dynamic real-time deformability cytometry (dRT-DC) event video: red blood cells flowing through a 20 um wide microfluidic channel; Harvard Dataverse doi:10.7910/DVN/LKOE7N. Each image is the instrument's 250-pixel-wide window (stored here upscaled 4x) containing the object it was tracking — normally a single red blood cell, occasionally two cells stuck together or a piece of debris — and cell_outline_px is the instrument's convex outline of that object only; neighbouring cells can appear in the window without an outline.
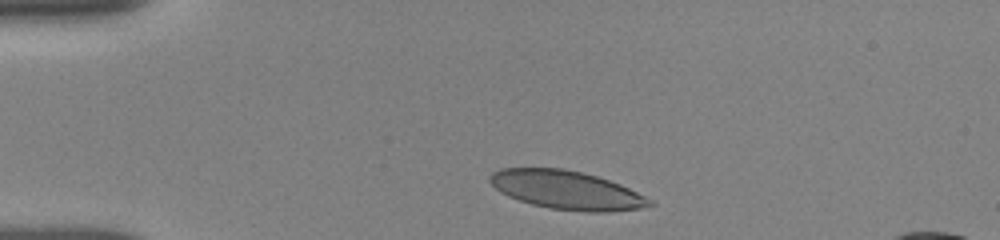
{"species": "human", "species_latin": "Homo sapiens", "temperature_condition": "room temperature", "stored_images_in_passage": 4, "camera_frame_rate_fps": 3000, "um_per_image_px": 0.085, "donor": {"sex": "female"}, "frame": {"image": 1, "passage_image": 1, "time_ms": 0.0, "image_size_px": [1000, 240], "cell_outline_px": [[656, 204], [640, 208], [608, 212], [588, 212], [548, 208], [532, 204], [508, 196], [500, 192], [488, 180], [488, 176], [492, 172], [500, 168], [564, 168], [596, 176], [620, 184], [652, 200]], "centroid_in_image_um": [48.13, 16.15], "position_along_channel_um": 36.9, "area_um2": 35.78}}
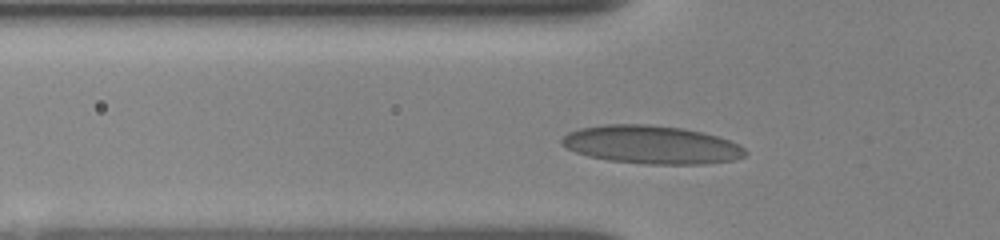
{"frame": {"image": 2, "passage_image": 4, "time_ms": 2.0, "image_size_px": [1000, 240], "cell_outline_px": [[748, 152], [744, 156], [732, 160], [704, 164], [644, 164], [608, 160], [588, 156], [576, 152], [560, 144], [560, 140], [568, 132], [580, 128], [604, 124], [648, 124], [684, 128], [716, 136], [740, 144]], "centroid_in_image_um": [55.35, 12.3], "position_along_channel_um": 70.4, "area_um2": 40.92}}